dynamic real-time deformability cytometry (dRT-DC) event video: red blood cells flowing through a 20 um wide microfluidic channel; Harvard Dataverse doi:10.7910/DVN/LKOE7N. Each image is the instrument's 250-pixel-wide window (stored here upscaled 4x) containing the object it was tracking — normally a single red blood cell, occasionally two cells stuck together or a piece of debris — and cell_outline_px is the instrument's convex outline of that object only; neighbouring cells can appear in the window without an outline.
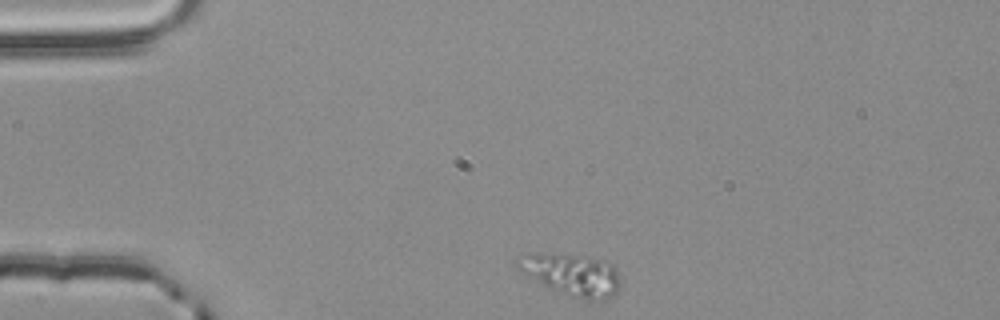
{"species": "common noctule bat (a hibernating species)", "species_latin": "Nyctalus noctula", "temperature_condition": "room temperature", "stored_images_in_passage": 37, "camera_frame_rate_fps": 3000, "um_per_image_px": 0.085, "animal": {"sex": "male", "body_mass_g": 20.4}, "frame": {"image": 1, "passage_image": 1, "time_ms": 0.0, "image_size_px": [1000, 320], "cell_outline_px": [[620, 284], [616, 292], [608, 300], [584, 300], [572, 296], [540, 284], [516, 268], [516, 256], [524, 252], [540, 252], [588, 256], [608, 260], [616, 268], [620, 276]], "centroid_in_image_um": [48.59, 23.3], "position_along_channel_um": 36.4, "area_um2": 25.89}}
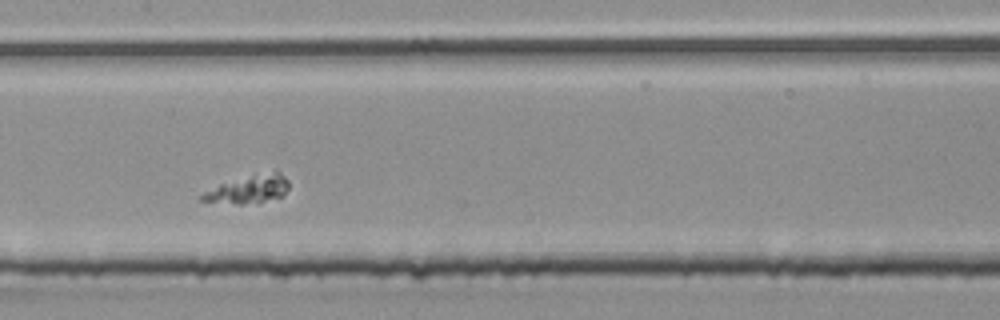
{"frame": {"image": 2, "passage_image": 17, "time_ms": 5.333, "image_size_px": [1000, 320], "cell_outline_px": [[288, 188], [280, 196], [264, 200], [244, 204], [240, 204], [200, 200], [200, 196], [204, 192], [220, 184], [276, 168], [288, 180]], "centroid_in_image_um": [21.16, 16.04], "position_along_channel_um": 186.2, "area_um2": 13.81}}
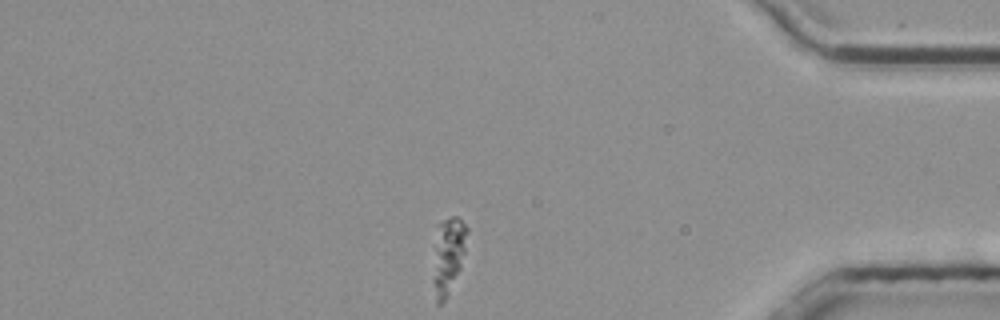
{"frame": {"image": 3, "passage_image": 37, "time_ms": 12.0, "image_size_px": [1000, 320], "cell_outline_px": [[468, 232], [464, 252], [460, 268], [444, 300], [440, 304], [436, 304], [432, 280], [436, 224], [452, 216], [456, 216], [468, 228]], "centroid_in_image_um": [38.06, 21.67], "position_along_channel_um": 397.1, "area_um2": 15.09}}